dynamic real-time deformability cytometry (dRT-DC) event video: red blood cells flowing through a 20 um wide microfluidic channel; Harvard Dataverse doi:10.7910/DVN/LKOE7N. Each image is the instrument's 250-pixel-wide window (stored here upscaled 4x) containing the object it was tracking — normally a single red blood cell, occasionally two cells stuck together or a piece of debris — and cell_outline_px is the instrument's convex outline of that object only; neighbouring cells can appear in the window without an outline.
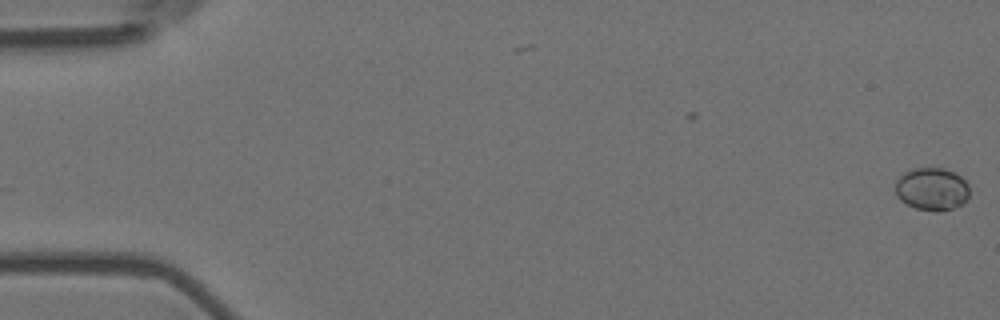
{"species": "Egyptian fruit bat (a non-hibernating species)", "species_latin": "Rousettus aegyptiacus", "temperature_condition": "room temperature", "stored_images_in_passage": 8, "camera_frame_rate_fps": 3000, "um_per_image_px": 0.085, "animal": {"sex": "female"}, "frame": {"image": 1, "passage_image": 1, "time_ms": 0.0, "image_size_px": [1000, 320], "cell_outline_px": [[968, 196], [960, 204], [952, 208], [916, 208], [900, 200], [896, 196], [896, 180], [904, 172], [912, 168], [944, 168], [960, 176], [968, 184]], "centroid_in_image_um": [79.17, 16.01], "position_along_channel_um": 5.8, "area_um2": 17.74}}
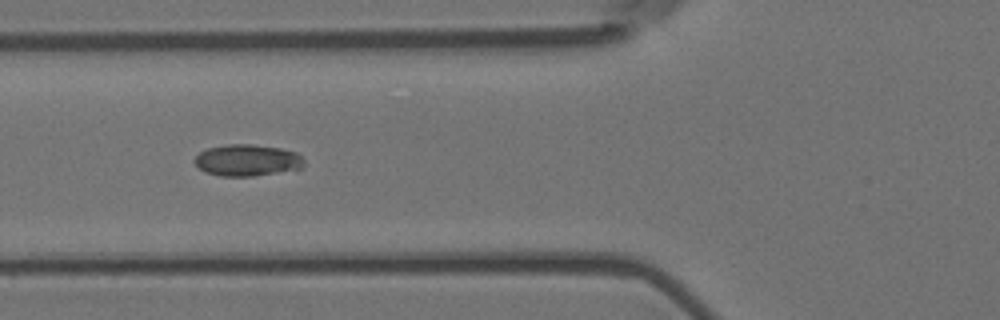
{"frame": {"image": 2, "passage_image": 7, "time_ms": 2.0, "image_size_px": [1000, 320], "cell_outline_px": [[304, 168], [252, 176], [220, 176], [204, 172], [192, 160], [200, 152], [208, 148], [228, 144], [252, 144], [280, 148], [296, 152], [304, 160]], "centroid_in_image_um": [21.01, 13.62], "position_along_channel_um": 104.8, "area_um2": 20.17}}
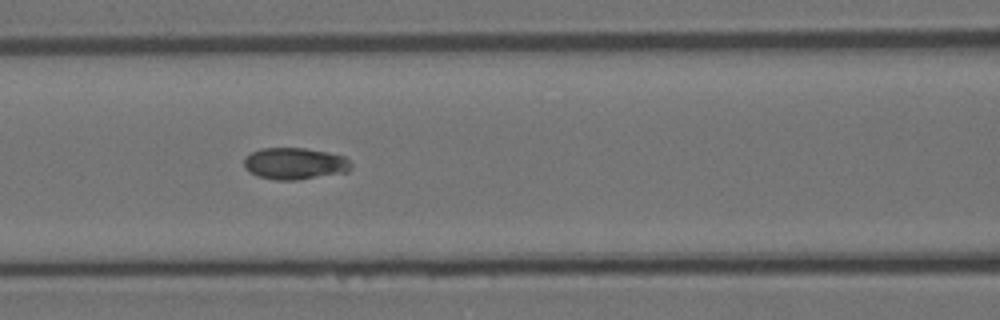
{"frame": {"image": 3, "passage_image": 8, "time_ms": 2.333, "image_size_px": [1000, 320], "cell_outline_px": [[352, 168], [348, 172], [296, 180], [276, 180], [256, 176], [248, 172], [244, 168], [244, 156], [260, 148], [304, 148], [328, 152], [344, 156], [352, 164]], "centroid_in_image_um": [25.03, 13.91], "position_along_channel_um": 141.6, "area_um2": 20.06}}